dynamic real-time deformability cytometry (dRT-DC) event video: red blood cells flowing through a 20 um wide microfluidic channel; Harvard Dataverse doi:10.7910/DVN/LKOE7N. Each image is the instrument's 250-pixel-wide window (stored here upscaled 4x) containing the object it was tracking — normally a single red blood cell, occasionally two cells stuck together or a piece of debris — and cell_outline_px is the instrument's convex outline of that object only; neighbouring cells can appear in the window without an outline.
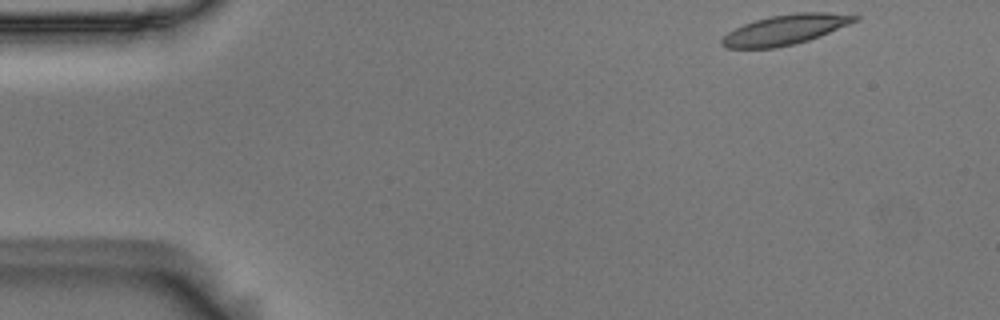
{"species": "Egyptian fruit bat (a non-hibernating species)", "species_latin": "Rousettus aegyptiacus", "temperature_condition": "room temperature", "stored_images_in_passage": 50, "camera_frame_rate_fps": 3000, "um_per_image_px": 0.085, "animal": {"sex": "male"}, "frame": {"image": 1, "passage_image": 1, "time_ms": 0.0, "image_size_px": [1000, 320], "cell_outline_px": [[860, 20], [820, 36], [808, 40], [776, 48], [724, 48], [720, 44], [720, 40], [728, 32], [744, 24], [768, 16], [796, 12], [828, 12], [860, 16]], "centroid_in_image_um": [66.76, 2.51], "position_along_channel_um": 18.2, "area_um2": 23.29}}
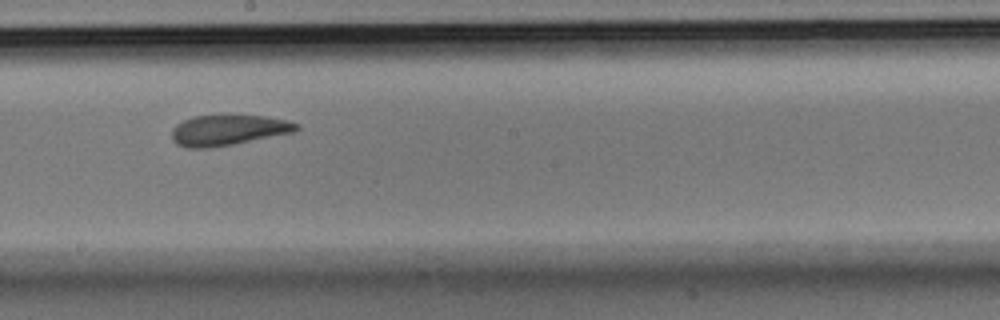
{"frame": {"image": 2, "passage_image": 26, "time_ms": 8.333, "image_size_px": [1000, 320], "cell_outline_px": [[300, 128], [296, 132], [232, 144], [208, 148], [188, 148], [176, 144], [172, 140], [172, 128], [176, 124], [184, 120], [196, 116], [224, 112], [228, 112], [264, 116], [288, 120], [300, 124]], "centroid_in_image_um": [19.42, 11.01], "position_along_channel_um": 228.8, "area_um2": 23.12}}
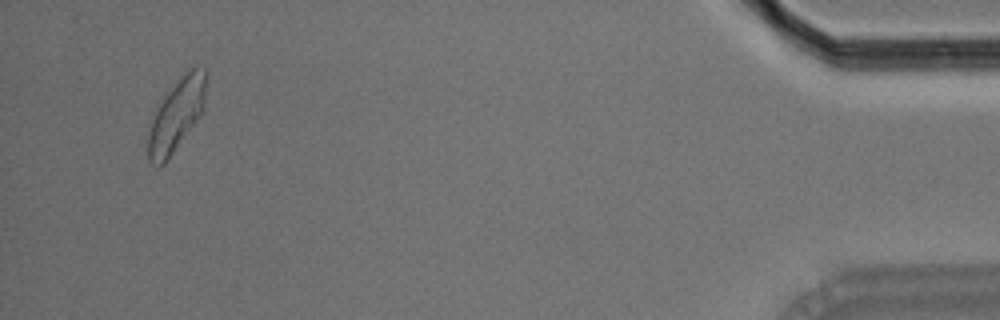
{"frame": {"image": 3, "passage_image": 48, "time_ms": 15.667, "image_size_px": [1000, 320], "cell_outline_px": [[208, 72], [204, 108], [196, 120], [164, 164], [156, 168], [148, 160], [148, 136], [152, 120], [156, 108], [164, 92], [180, 76], [196, 64], [204, 68]], "centroid_in_image_um": [15.01, 9.69], "position_along_channel_um": 420.2, "area_um2": 24.68}, "authors_computed_cell_mechanics": {"area_um2": 23.0333, "velocity_mm_per_s": 3.6586, "shape_relaxation_time_tau1_ms": 7.33, "shape_relaxation_time_tau2_ms": 1.4828, "deformation_change_tau1": 0.1998, "deformation_change_tau2": 0.0716}}